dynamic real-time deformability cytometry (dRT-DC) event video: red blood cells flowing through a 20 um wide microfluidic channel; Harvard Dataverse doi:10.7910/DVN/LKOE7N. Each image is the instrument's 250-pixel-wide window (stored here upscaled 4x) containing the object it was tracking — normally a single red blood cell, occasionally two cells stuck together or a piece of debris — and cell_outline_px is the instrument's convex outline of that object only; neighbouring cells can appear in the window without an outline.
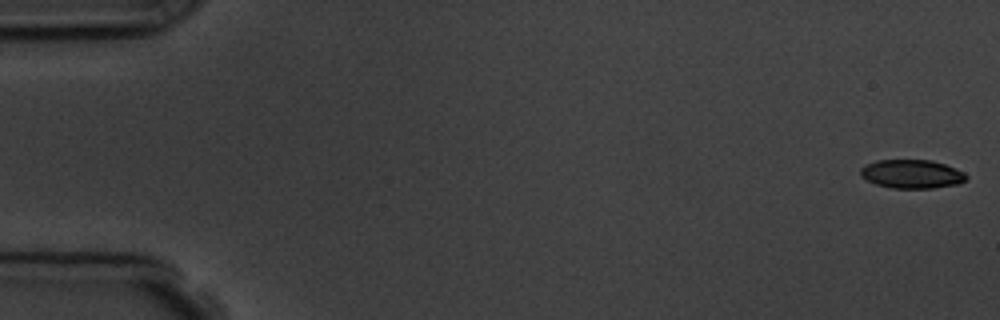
{"species": "common noctule bat (a hibernating species)", "species_latin": "Nyctalus noctula", "temperature_condition": "room temperature", "stored_images_in_passage": 4, "camera_frame_rate_fps": 3000, "um_per_image_px": 0.085, "animal": {"sex": "male", "body_mass_g": 19.5, "forearm_length_mm": 54.6}, "frame": {"image": 1, "passage_image": 1, "time_ms": 0.0, "image_size_px": [1000, 320], "cell_outline_px": [[968, 176], [960, 184], [932, 188], [892, 188], [876, 184], [860, 176], [860, 168], [864, 164], [876, 160], [932, 160], [944, 164], [964, 172]], "centroid_in_image_um": [77.48, 14.78], "position_along_channel_um": 7.5, "area_um2": 17.74}}